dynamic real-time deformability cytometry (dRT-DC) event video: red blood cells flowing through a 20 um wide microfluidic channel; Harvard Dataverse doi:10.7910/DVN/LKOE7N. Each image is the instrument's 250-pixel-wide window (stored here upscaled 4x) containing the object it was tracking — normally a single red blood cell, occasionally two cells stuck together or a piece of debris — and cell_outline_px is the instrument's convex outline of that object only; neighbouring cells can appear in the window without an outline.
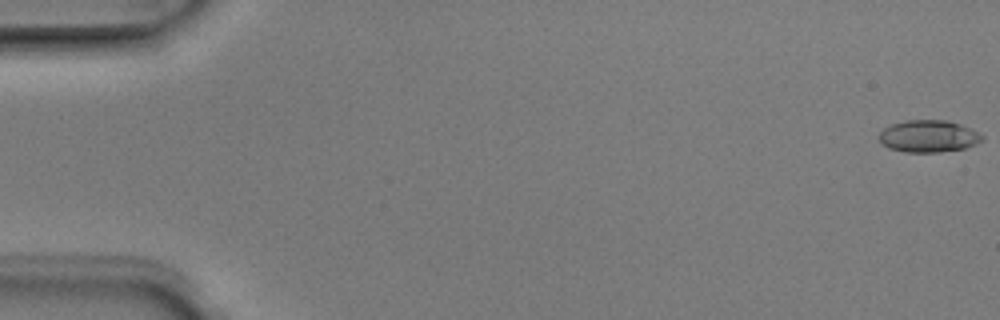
{"species": "Egyptian fruit bat (a non-hibernating species)", "species_latin": "Rousettus aegyptiacus", "temperature_condition": "room temperature", "stored_images_in_passage": 4, "camera_frame_rate_fps": 3000, "um_per_image_px": 0.085, "animal": {"sex": "male"}, "frame": {"image": 1, "passage_image": 1, "time_ms": 0.0, "image_size_px": [1000, 320], "cell_outline_px": [[984, 140], [976, 144], [964, 148], [940, 152], [904, 152], [888, 148], [876, 136], [884, 128], [892, 124], [904, 120], [948, 120], [960, 124], [984, 136]], "centroid_in_image_um": [78.9, 11.58], "position_along_channel_um": 6.1, "area_um2": 19.31}}